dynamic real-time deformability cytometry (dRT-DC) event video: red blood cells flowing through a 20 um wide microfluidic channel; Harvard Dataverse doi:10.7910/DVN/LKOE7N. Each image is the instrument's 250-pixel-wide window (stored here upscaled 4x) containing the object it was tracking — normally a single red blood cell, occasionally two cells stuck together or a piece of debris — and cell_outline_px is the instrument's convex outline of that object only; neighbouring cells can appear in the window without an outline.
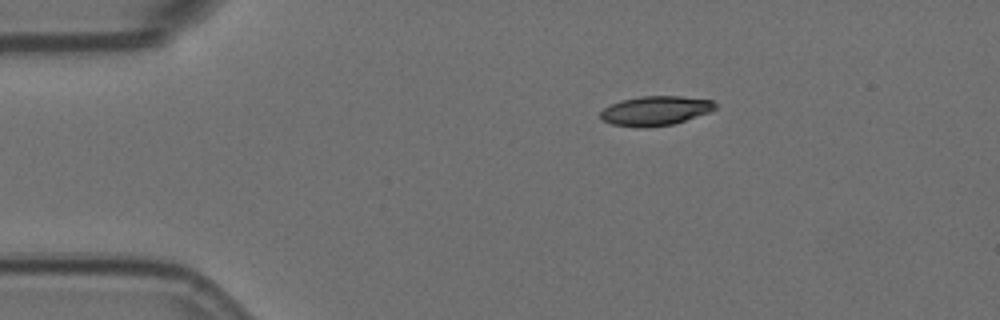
{"species": "Egyptian fruit bat (a non-hibernating species)", "species_latin": "Rousettus aegyptiacus", "temperature_condition": "room temperature", "stored_images_in_passage": 3, "camera_frame_rate_fps": 3000, "um_per_image_px": 0.085, "animal": {"sex": "female"}, "frame": {"image": 1, "passage_image": 1, "time_ms": 0.0, "image_size_px": [1000, 320], "cell_outline_px": [[716, 108], [708, 112], [672, 124], [640, 128], [612, 124], [604, 120], [600, 116], [600, 112], [604, 108], [620, 100], [640, 96], [680, 96], [712, 100], [716, 104]], "centroid_in_image_um": [55.68, 9.4], "position_along_channel_um": 29.3, "area_um2": 19.42}}
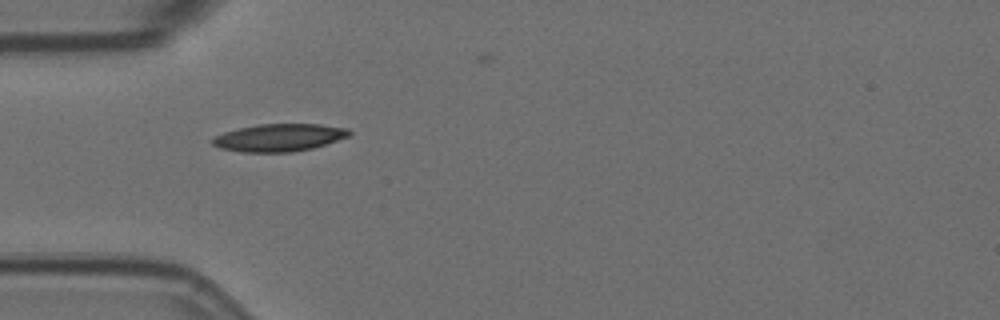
{"frame": {"image": 2, "passage_image": 3, "time_ms": 0.667, "image_size_px": [1000, 320], "cell_outline_px": [[352, 132], [348, 136], [312, 148], [292, 152], [240, 152], [220, 148], [212, 144], [212, 140], [216, 136], [224, 132], [256, 124], [320, 124], [348, 128]], "centroid_in_image_um": [23.72, 11.69], "position_along_channel_um": 61.3, "area_um2": 21.79}}